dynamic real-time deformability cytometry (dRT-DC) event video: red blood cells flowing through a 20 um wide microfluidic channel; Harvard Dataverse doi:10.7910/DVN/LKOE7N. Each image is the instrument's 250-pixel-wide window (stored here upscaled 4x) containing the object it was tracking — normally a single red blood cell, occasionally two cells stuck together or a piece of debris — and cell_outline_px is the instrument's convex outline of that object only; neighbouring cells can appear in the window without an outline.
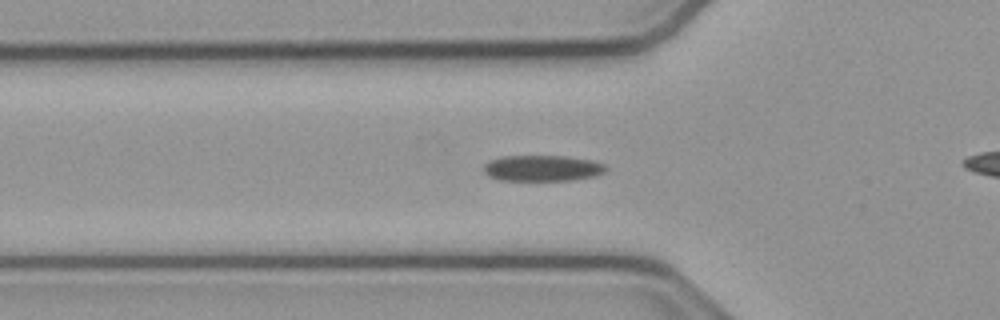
{"species": "common noctule bat (a hibernating species)", "species_latin": "Nyctalus noctula", "temperature_condition": "cold", "stored_images_in_passage": 55, "camera_frame_rate_fps": 3000, "um_per_image_px": 0.085, "animal": {"sex": "male", "body_mass_g": 23.1, "forearm_length_mm": 52.7}, "frame": {"image": 1, "passage_image": 18, "time_ms": 5.667, "image_size_px": [1000, 320], "cell_outline_px": [[608, 168], [604, 172], [596, 176], [572, 180], [500, 180], [488, 176], [484, 172], [484, 164], [500, 156], [564, 156], [592, 160], [604, 164]], "centroid_in_image_um": [46.11, 14.29], "position_along_channel_um": 79.7, "area_um2": 18.5}}
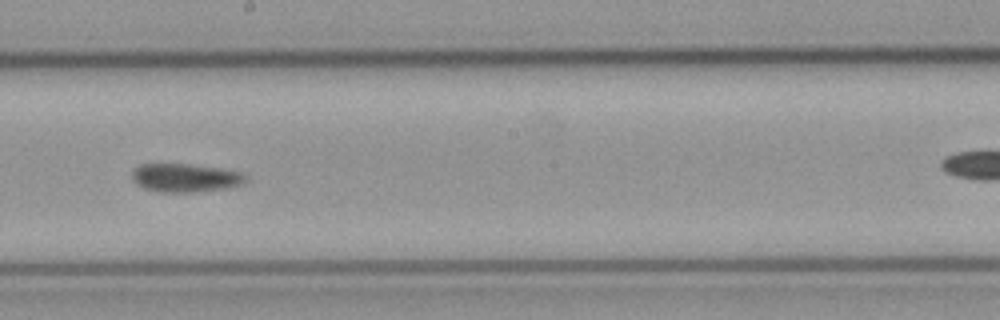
{"frame": {"image": 2, "passage_image": 30, "time_ms": 9.667, "image_size_px": [1000, 320], "cell_outline_px": [[248, 180], [244, 184], [224, 188], [192, 192], [156, 192], [144, 188], [132, 180], [132, 172], [140, 164], [192, 164], [220, 168], [244, 172], [248, 176]], "centroid_in_image_um": [15.8, 15.11], "position_along_channel_um": 232.4, "area_um2": 19.02}}
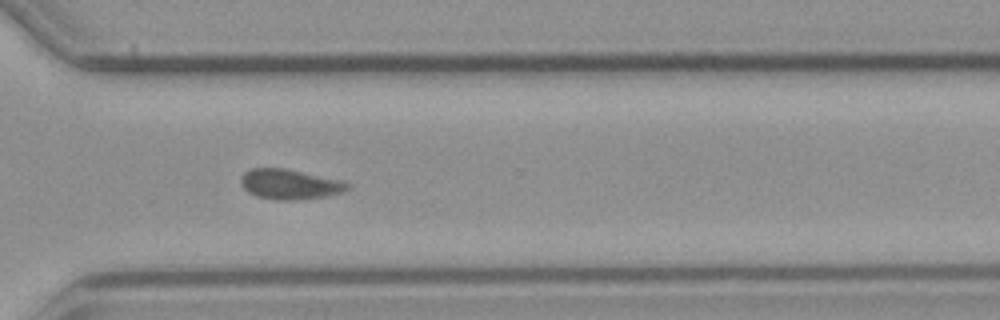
{"frame": {"image": 3, "passage_image": 39, "time_ms": 12.667, "image_size_px": [1000, 320], "cell_outline_px": [[352, 188], [344, 192], [324, 196], [292, 200], [276, 200], [256, 196], [248, 192], [240, 184], [240, 176], [244, 172], [252, 168], [284, 168], [344, 180], [352, 184]], "centroid_in_image_um": [24.66, 15.65], "position_along_channel_um": 345.9, "area_um2": 18.96}}